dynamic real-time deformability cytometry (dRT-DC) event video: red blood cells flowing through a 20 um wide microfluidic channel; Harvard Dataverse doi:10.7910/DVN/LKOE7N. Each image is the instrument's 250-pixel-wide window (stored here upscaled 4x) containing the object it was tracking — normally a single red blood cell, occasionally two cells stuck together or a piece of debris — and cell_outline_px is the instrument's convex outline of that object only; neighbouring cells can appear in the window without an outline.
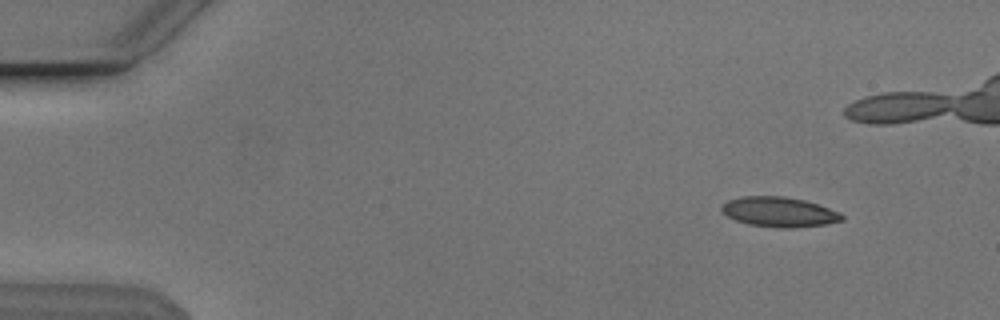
{"species": "Egyptian fruit bat (a non-hibernating species)", "species_latin": "Rousettus aegyptiacus", "temperature_condition": "cold", "stored_images_in_passage": 45, "camera_frame_rate_fps": 3000, "um_per_image_px": 0.085, "animal": {"sex": "male"}, "frame": {"image": 1, "passage_image": 5, "time_ms": 1.333, "image_size_px": [1000, 320], "cell_outline_px": [[844, 220], [828, 224], [792, 228], [780, 228], [748, 224], [736, 220], [728, 216], [720, 208], [728, 200], [744, 196], [784, 196], [804, 200], [840, 212], [844, 216]], "centroid_in_image_um": [66.26, 18.02], "position_along_channel_um": 18.7, "area_um2": 20.87}}
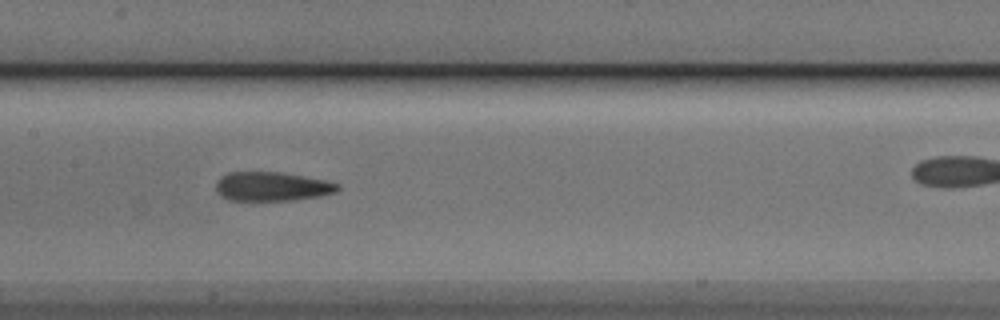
{"frame": {"image": 2, "passage_image": 26, "time_ms": 8.333, "image_size_px": [1000, 320], "cell_outline_px": [[340, 188], [336, 192], [320, 196], [292, 200], [228, 200], [220, 196], [216, 192], [216, 180], [220, 176], [228, 172], [280, 172], [324, 180], [340, 184]], "centroid_in_image_um": [23.08, 15.85], "position_along_channel_um": 184.3, "area_um2": 20.69}}
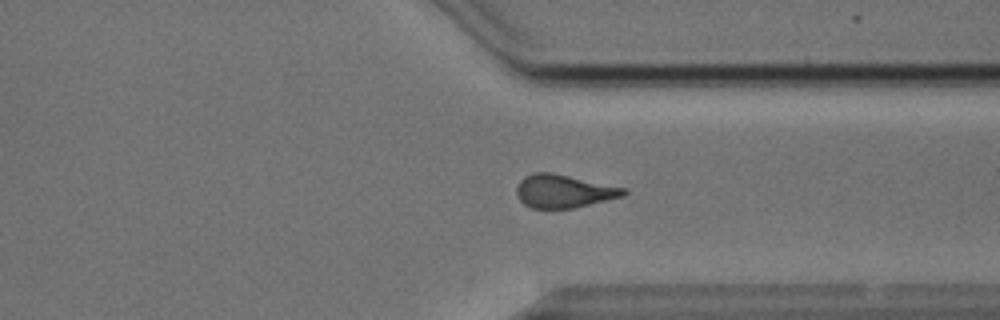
{"frame": {"image": 3, "passage_image": 40, "time_ms": 13.0, "image_size_px": [1000, 320], "cell_outline_px": [[628, 192], [624, 196], [572, 208], [532, 208], [524, 204], [520, 200], [516, 192], [516, 188], [520, 180], [524, 176], [532, 172], [552, 172], [628, 188]], "centroid_in_image_um": [47.93, 16.23], "position_along_channel_um": 363.5, "area_um2": 20.81}, "authors_computed_cell_mechanics": {"area_um2": 20.6924, "velocity_mm_per_s": 3.8395, "shape_relaxation_time_tau1_ms": 4.4552, "shape_relaxation_time_tau2_ms": 2.4303, "deformation_change_tau1": 0.1634, "deformation_change_tau2": 0.1169}}